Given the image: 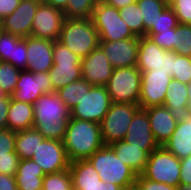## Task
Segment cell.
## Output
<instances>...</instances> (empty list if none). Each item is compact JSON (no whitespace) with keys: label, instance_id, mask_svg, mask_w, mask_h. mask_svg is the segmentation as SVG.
Masks as SVG:
<instances>
[{"label":"cell","instance_id":"cell-1","mask_svg":"<svg viewBox=\"0 0 191 190\" xmlns=\"http://www.w3.org/2000/svg\"><path fill=\"white\" fill-rule=\"evenodd\" d=\"M33 127L45 138L63 141L71 110L56 92L41 95L33 104Z\"/></svg>","mask_w":191,"mask_h":190},{"label":"cell","instance_id":"cell-2","mask_svg":"<svg viewBox=\"0 0 191 190\" xmlns=\"http://www.w3.org/2000/svg\"><path fill=\"white\" fill-rule=\"evenodd\" d=\"M62 142L70 162L88 159L105 146L100 124L72 117L69 119Z\"/></svg>","mask_w":191,"mask_h":190},{"label":"cell","instance_id":"cell-3","mask_svg":"<svg viewBox=\"0 0 191 190\" xmlns=\"http://www.w3.org/2000/svg\"><path fill=\"white\" fill-rule=\"evenodd\" d=\"M59 42L81 58L99 46V34L91 18H65Z\"/></svg>","mask_w":191,"mask_h":190},{"label":"cell","instance_id":"cell-4","mask_svg":"<svg viewBox=\"0 0 191 190\" xmlns=\"http://www.w3.org/2000/svg\"><path fill=\"white\" fill-rule=\"evenodd\" d=\"M88 160L98 172L102 182L117 184L124 189L137 180L138 175L134 170L124 164L109 146H103Z\"/></svg>","mask_w":191,"mask_h":190},{"label":"cell","instance_id":"cell-5","mask_svg":"<svg viewBox=\"0 0 191 190\" xmlns=\"http://www.w3.org/2000/svg\"><path fill=\"white\" fill-rule=\"evenodd\" d=\"M105 87L112 103L139 104L141 71L136 66L114 68Z\"/></svg>","mask_w":191,"mask_h":190},{"label":"cell","instance_id":"cell-6","mask_svg":"<svg viewBox=\"0 0 191 190\" xmlns=\"http://www.w3.org/2000/svg\"><path fill=\"white\" fill-rule=\"evenodd\" d=\"M180 168V159L164 146H159L149 154L147 164L141 175L151 181L179 187Z\"/></svg>","mask_w":191,"mask_h":190},{"label":"cell","instance_id":"cell-7","mask_svg":"<svg viewBox=\"0 0 191 190\" xmlns=\"http://www.w3.org/2000/svg\"><path fill=\"white\" fill-rule=\"evenodd\" d=\"M53 63L48 71L53 84V92L82 78L81 57L58 40L54 41Z\"/></svg>","mask_w":191,"mask_h":190},{"label":"cell","instance_id":"cell-8","mask_svg":"<svg viewBox=\"0 0 191 190\" xmlns=\"http://www.w3.org/2000/svg\"><path fill=\"white\" fill-rule=\"evenodd\" d=\"M139 109V104H111L100 123L102 140L106 146L125 139L132 118Z\"/></svg>","mask_w":191,"mask_h":190},{"label":"cell","instance_id":"cell-9","mask_svg":"<svg viewBox=\"0 0 191 190\" xmlns=\"http://www.w3.org/2000/svg\"><path fill=\"white\" fill-rule=\"evenodd\" d=\"M91 20L98 31L100 41H116L137 37L123 21L119 10L109 4L95 6Z\"/></svg>","mask_w":191,"mask_h":190},{"label":"cell","instance_id":"cell-10","mask_svg":"<svg viewBox=\"0 0 191 190\" xmlns=\"http://www.w3.org/2000/svg\"><path fill=\"white\" fill-rule=\"evenodd\" d=\"M111 104L106 87L92 85L81 101L71 109V117L100 124Z\"/></svg>","mask_w":191,"mask_h":190},{"label":"cell","instance_id":"cell-11","mask_svg":"<svg viewBox=\"0 0 191 190\" xmlns=\"http://www.w3.org/2000/svg\"><path fill=\"white\" fill-rule=\"evenodd\" d=\"M46 93H53V84L48 72L32 73L21 70L15 91L10 97L33 105L41 95Z\"/></svg>","mask_w":191,"mask_h":190},{"label":"cell","instance_id":"cell-12","mask_svg":"<svg viewBox=\"0 0 191 190\" xmlns=\"http://www.w3.org/2000/svg\"><path fill=\"white\" fill-rule=\"evenodd\" d=\"M64 19L63 11L42 1L34 15L30 36L57 41L61 34Z\"/></svg>","mask_w":191,"mask_h":190},{"label":"cell","instance_id":"cell-13","mask_svg":"<svg viewBox=\"0 0 191 190\" xmlns=\"http://www.w3.org/2000/svg\"><path fill=\"white\" fill-rule=\"evenodd\" d=\"M31 159L41 167L44 174L67 170L70 166L63 142L57 140L44 139Z\"/></svg>","mask_w":191,"mask_h":190},{"label":"cell","instance_id":"cell-14","mask_svg":"<svg viewBox=\"0 0 191 190\" xmlns=\"http://www.w3.org/2000/svg\"><path fill=\"white\" fill-rule=\"evenodd\" d=\"M171 80L172 76L168 75V73L141 72L140 108L163 106Z\"/></svg>","mask_w":191,"mask_h":190},{"label":"cell","instance_id":"cell-15","mask_svg":"<svg viewBox=\"0 0 191 190\" xmlns=\"http://www.w3.org/2000/svg\"><path fill=\"white\" fill-rule=\"evenodd\" d=\"M42 0H21L15 11L0 21L2 31L26 38L31 34L34 15Z\"/></svg>","mask_w":191,"mask_h":190},{"label":"cell","instance_id":"cell-16","mask_svg":"<svg viewBox=\"0 0 191 190\" xmlns=\"http://www.w3.org/2000/svg\"><path fill=\"white\" fill-rule=\"evenodd\" d=\"M138 45L139 37L99 42V47L104 51L113 68L136 66Z\"/></svg>","mask_w":191,"mask_h":190},{"label":"cell","instance_id":"cell-17","mask_svg":"<svg viewBox=\"0 0 191 190\" xmlns=\"http://www.w3.org/2000/svg\"><path fill=\"white\" fill-rule=\"evenodd\" d=\"M113 70L106 54L99 46L86 57L81 58L82 78L91 85L105 86Z\"/></svg>","mask_w":191,"mask_h":190},{"label":"cell","instance_id":"cell-18","mask_svg":"<svg viewBox=\"0 0 191 190\" xmlns=\"http://www.w3.org/2000/svg\"><path fill=\"white\" fill-rule=\"evenodd\" d=\"M54 41L26 37L27 71L32 73L48 72L53 66Z\"/></svg>","mask_w":191,"mask_h":190},{"label":"cell","instance_id":"cell-19","mask_svg":"<svg viewBox=\"0 0 191 190\" xmlns=\"http://www.w3.org/2000/svg\"><path fill=\"white\" fill-rule=\"evenodd\" d=\"M124 141L135 147H144L149 154L159 147L151 131L147 112L139 109L133 116Z\"/></svg>","mask_w":191,"mask_h":190},{"label":"cell","instance_id":"cell-20","mask_svg":"<svg viewBox=\"0 0 191 190\" xmlns=\"http://www.w3.org/2000/svg\"><path fill=\"white\" fill-rule=\"evenodd\" d=\"M144 110L147 112L156 142L163 146L172 136L178 122L165 106H152Z\"/></svg>","mask_w":191,"mask_h":190},{"label":"cell","instance_id":"cell-21","mask_svg":"<svg viewBox=\"0 0 191 190\" xmlns=\"http://www.w3.org/2000/svg\"><path fill=\"white\" fill-rule=\"evenodd\" d=\"M188 105L187 84L172 79L167 89L163 106L168 108L169 112L177 122H182L190 117V109Z\"/></svg>","mask_w":191,"mask_h":190},{"label":"cell","instance_id":"cell-22","mask_svg":"<svg viewBox=\"0 0 191 190\" xmlns=\"http://www.w3.org/2000/svg\"><path fill=\"white\" fill-rule=\"evenodd\" d=\"M109 147L137 175H140L144 171L149 157V153L144 151V147L132 146L124 140L115 142L109 145Z\"/></svg>","mask_w":191,"mask_h":190},{"label":"cell","instance_id":"cell-23","mask_svg":"<svg viewBox=\"0 0 191 190\" xmlns=\"http://www.w3.org/2000/svg\"><path fill=\"white\" fill-rule=\"evenodd\" d=\"M163 146L180 160L191 155V116L177 123L172 136Z\"/></svg>","mask_w":191,"mask_h":190},{"label":"cell","instance_id":"cell-24","mask_svg":"<svg viewBox=\"0 0 191 190\" xmlns=\"http://www.w3.org/2000/svg\"><path fill=\"white\" fill-rule=\"evenodd\" d=\"M45 174L32 159L20 160L15 175L18 190H42Z\"/></svg>","mask_w":191,"mask_h":190},{"label":"cell","instance_id":"cell-25","mask_svg":"<svg viewBox=\"0 0 191 190\" xmlns=\"http://www.w3.org/2000/svg\"><path fill=\"white\" fill-rule=\"evenodd\" d=\"M33 121V105L13 100L10 97L7 116V128L15 132L26 130L33 127Z\"/></svg>","mask_w":191,"mask_h":190},{"label":"cell","instance_id":"cell-26","mask_svg":"<svg viewBox=\"0 0 191 190\" xmlns=\"http://www.w3.org/2000/svg\"><path fill=\"white\" fill-rule=\"evenodd\" d=\"M45 138L34 128L15 132V153L20 160L31 159Z\"/></svg>","mask_w":191,"mask_h":190},{"label":"cell","instance_id":"cell-27","mask_svg":"<svg viewBox=\"0 0 191 190\" xmlns=\"http://www.w3.org/2000/svg\"><path fill=\"white\" fill-rule=\"evenodd\" d=\"M72 185H91L101 182L98 172L88 159L70 162Z\"/></svg>","mask_w":191,"mask_h":190},{"label":"cell","instance_id":"cell-28","mask_svg":"<svg viewBox=\"0 0 191 190\" xmlns=\"http://www.w3.org/2000/svg\"><path fill=\"white\" fill-rule=\"evenodd\" d=\"M159 47L146 36L139 37L138 60L136 67L141 71H149L150 67L158 66Z\"/></svg>","mask_w":191,"mask_h":190},{"label":"cell","instance_id":"cell-29","mask_svg":"<svg viewBox=\"0 0 191 190\" xmlns=\"http://www.w3.org/2000/svg\"><path fill=\"white\" fill-rule=\"evenodd\" d=\"M91 86L87 80L81 78L58 89L56 93L63 100L65 106L71 110L81 101Z\"/></svg>","mask_w":191,"mask_h":190},{"label":"cell","instance_id":"cell-30","mask_svg":"<svg viewBox=\"0 0 191 190\" xmlns=\"http://www.w3.org/2000/svg\"><path fill=\"white\" fill-rule=\"evenodd\" d=\"M144 24V36L156 24L160 14L169 6L165 0H137Z\"/></svg>","mask_w":191,"mask_h":190},{"label":"cell","instance_id":"cell-31","mask_svg":"<svg viewBox=\"0 0 191 190\" xmlns=\"http://www.w3.org/2000/svg\"><path fill=\"white\" fill-rule=\"evenodd\" d=\"M119 10L123 21L128 25L132 33L137 37L144 36V24L137 2L129 4Z\"/></svg>","mask_w":191,"mask_h":190},{"label":"cell","instance_id":"cell-32","mask_svg":"<svg viewBox=\"0 0 191 190\" xmlns=\"http://www.w3.org/2000/svg\"><path fill=\"white\" fill-rule=\"evenodd\" d=\"M42 190H73L69 169L57 173L45 174Z\"/></svg>","mask_w":191,"mask_h":190},{"label":"cell","instance_id":"cell-33","mask_svg":"<svg viewBox=\"0 0 191 190\" xmlns=\"http://www.w3.org/2000/svg\"><path fill=\"white\" fill-rule=\"evenodd\" d=\"M10 64L19 70L27 69L26 38L11 34Z\"/></svg>","mask_w":191,"mask_h":190},{"label":"cell","instance_id":"cell-34","mask_svg":"<svg viewBox=\"0 0 191 190\" xmlns=\"http://www.w3.org/2000/svg\"><path fill=\"white\" fill-rule=\"evenodd\" d=\"M20 71L12 64L0 61V87L7 96L15 91Z\"/></svg>","mask_w":191,"mask_h":190},{"label":"cell","instance_id":"cell-35","mask_svg":"<svg viewBox=\"0 0 191 190\" xmlns=\"http://www.w3.org/2000/svg\"><path fill=\"white\" fill-rule=\"evenodd\" d=\"M94 8L92 0H69L63 12L65 18H91Z\"/></svg>","mask_w":191,"mask_h":190},{"label":"cell","instance_id":"cell-36","mask_svg":"<svg viewBox=\"0 0 191 190\" xmlns=\"http://www.w3.org/2000/svg\"><path fill=\"white\" fill-rule=\"evenodd\" d=\"M174 52L182 56H191V25L179 24L176 27V44Z\"/></svg>","mask_w":191,"mask_h":190},{"label":"cell","instance_id":"cell-37","mask_svg":"<svg viewBox=\"0 0 191 190\" xmlns=\"http://www.w3.org/2000/svg\"><path fill=\"white\" fill-rule=\"evenodd\" d=\"M172 79L184 84L191 82V59L177 54L174 59Z\"/></svg>","mask_w":191,"mask_h":190},{"label":"cell","instance_id":"cell-38","mask_svg":"<svg viewBox=\"0 0 191 190\" xmlns=\"http://www.w3.org/2000/svg\"><path fill=\"white\" fill-rule=\"evenodd\" d=\"M179 25V21L173 9L168 6L158 17L156 24L147 34H156L160 31H170L172 28H176Z\"/></svg>","mask_w":191,"mask_h":190},{"label":"cell","instance_id":"cell-39","mask_svg":"<svg viewBox=\"0 0 191 190\" xmlns=\"http://www.w3.org/2000/svg\"><path fill=\"white\" fill-rule=\"evenodd\" d=\"M146 37L151 39L159 47L167 51H174V44H176V28H172L170 31H160V33L156 34H146Z\"/></svg>","mask_w":191,"mask_h":190},{"label":"cell","instance_id":"cell-40","mask_svg":"<svg viewBox=\"0 0 191 190\" xmlns=\"http://www.w3.org/2000/svg\"><path fill=\"white\" fill-rule=\"evenodd\" d=\"M177 55L174 51H167L163 48L159 50V62L158 66L150 67L149 71L168 73V75H173L174 59Z\"/></svg>","mask_w":191,"mask_h":190},{"label":"cell","instance_id":"cell-41","mask_svg":"<svg viewBox=\"0 0 191 190\" xmlns=\"http://www.w3.org/2000/svg\"><path fill=\"white\" fill-rule=\"evenodd\" d=\"M169 6L175 12L179 24L191 25V0H174Z\"/></svg>","mask_w":191,"mask_h":190},{"label":"cell","instance_id":"cell-42","mask_svg":"<svg viewBox=\"0 0 191 190\" xmlns=\"http://www.w3.org/2000/svg\"><path fill=\"white\" fill-rule=\"evenodd\" d=\"M15 131L8 128L0 130V157L15 153Z\"/></svg>","mask_w":191,"mask_h":190},{"label":"cell","instance_id":"cell-43","mask_svg":"<svg viewBox=\"0 0 191 190\" xmlns=\"http://www.w3.org/2000/svg\"><path fill=\"white\" fill-rule=\"evenodd\" d=\"M19 161V156L16 153H9V156L0 157V173L15 176Z\"/></svg>","mask_w":191,"mask_h":190},{"label":"cell","instance_id":"cell-44","mask_svg":"<svg viewBox=\"0 0 191 190\" xmlns=\"http://www.w3.org/2000/svg\"><path fill=\"white\" fill-rule=\"evenodd\" d=\"M11 33H0V61L10 63Z\"/></svg>","mask_w":191,"mask_h":190},{"label":"cell","instance_id":"cell-45","mask_svg":"<svg viewBox=\"0 0 191 190\" xmlns=\"http://www.w3.org/2000/svg\"><path fill=\"white\" fill-rule=\"evenodd\" d=\"M136 182L143 188V190H178V187H172L165 183H159L144 178L141 174L138 175Z\"/></svg>","mask_w":191,"mask_h":190},{"label":"cell","instance_id":"cell-46","mask_svg":"<svg viewBox=\"0 0 191 190\" xmlns=\"http://www.w3.org/2000/svg\"><path fill=\"white\" fill-rule=\"evenodd\" d=\"M180 183L179 186L191 185V155L180 160Z\"/></svg>","mask_w":191,"mask_h":190},{"label":"cell","instance_id":"cell-47","mask_svg":"<svg viewBox=\"0 0 191 190\" xmlns=\"http://www.w3.org/2000/svg\"><path fill=\"white\" fill-rule=\"evenodd\" d=\"M73 190H123V188L117 184L101 181L99 184L73 185Z\"/></svg>","mask_w":191,"mask_h":190},{"label":"cell","instance_id":"cell-48","mask_svg":"<svg viewBox=\"0 0 191 190\" xmlns=\"http://www.w3.org/2000/svg\"><path fill=\"white\" fill-rule=\"evenodd\" d=\"M21 0H0V21L12 14Z\"/></svg>","mask_w":191,"mask_h":190},{"label":"cell","instance_id":"cell-49","mask_svg":"<svg viewBox=\"0 0 191 190\" xmlns=\"http://www.w3.org/2000/svg\"><path fill=\"white\" fill-rule=\"evenodd\" d=\"M10 104V96L0 100V130L7 128V116Z\"/></svg>","mask_w":191,"mask_h":190},{"label":"cell","instance_id":"cell-50","mask_svg":"<svg viewBox=\"0 0 191 190\" xmlns=\"http://www.w3.org/2000/svg\"><path fill=\"white\" fill-rule=\"evenodd\" d=\"M0 190H18L15 176L0 173Z\"/></svg>","mask_w":191,"mask_h":190},{"label":"cell","instance_id":"cell-51","mask_svg":"<svg viewBox=\"0 0 191 190\" xmlns=\"http://www.w3.org/2000/svg\"><path fill=\"white\" fill-rule=\"evenodd\" d=\"M44 3L52 5L56 9L64 11L69 0H42Z\"/></svg>","mask_w":191,"mask_h":190},{"label":"cell","instance_id":"cell-52","mask_svg":"<svg viewBox=\"0 0 191 190\" xmlns=\"http://www.w3.org/2000/svg\"><path fill=\"white\" fill-rule=\"evenodd\" d=\"M137 0H109L107 4L117 9H121L129 4L136 2Z\"/></svg>","mask_w":191,"mask_h":190},{"label":"cell","instance_id":"cell-53","mask_svg":"<svg viewBox=\"0 0 191 190\" xmlns=\"http://www.w3.org/2000/svg\"><path fill=\"white\" fill-rule=\"evenodd\" d=\"M123 190H143V188L137 182H135L134 184L127 186Z\"/></svg>","mask_w":191,"mask_h":190},{"label":"cell","instance_id":"cell-54","mask_svg":"<svg viewBox=\"0 0 191 190\" xmlns=\"http://www.w3.org/2000/svg\"><path fill=\"white\" fill-rule=\"evenodd\" d=\"M187 87H188V99H189L188 107L191 108V82L187 84Z\"/></svg>","mask_w":191,"mask_h":190},{"label":"cell","instance_id":"cell-55","mask_svg":"<svg viewBox=\"0 0 191 190\" xmlns=\"http://www.w3.org/2000/svg\"><path fill=\"white\" fill-rule=\"evenodd\" d=\"M94 5H101V4H107L109 0H92Z\"/></svg>","mask_w":191,"mask_h":190},{"label":"cell","instance_id":"cell-56","mask_svg":"<svg viewBox=\"0 0 191 190\" xmlns=\"http://www.w3.org/2000/svg\"><path fill=\"white\" fill-rule=\"evenodd\" d=\"M7 97V94L2 90V88L0 87V100L4 99Z\"/></svg>","mask_w":191,"mask_h":190},{"label":"cell","instance_id":"cell-57","mask_svg":"<svg viewBox=\"0 0 191 190\" xmlns=\"http://www.w3.org/2000/svg\"><path fill=\"white\" fill-rule=\"evenodd\" d=\"M178 190H191V185H189V186H179Z\"/></svg>","mask_w":191,"mask_h":190},{"label":"cell","instance_id":"cell-58","mask_svg":"<svg viewBox=\"0 0 191 190\" xmlns=\"http://www.w3.org/2000/svg\"><path fill=\"white\" fill-rule=\"evenodd\" d=\"M168 5H170L174 0H165Z\"/></svg>","mask_w":191,"mask_h":190}]
</instances>
